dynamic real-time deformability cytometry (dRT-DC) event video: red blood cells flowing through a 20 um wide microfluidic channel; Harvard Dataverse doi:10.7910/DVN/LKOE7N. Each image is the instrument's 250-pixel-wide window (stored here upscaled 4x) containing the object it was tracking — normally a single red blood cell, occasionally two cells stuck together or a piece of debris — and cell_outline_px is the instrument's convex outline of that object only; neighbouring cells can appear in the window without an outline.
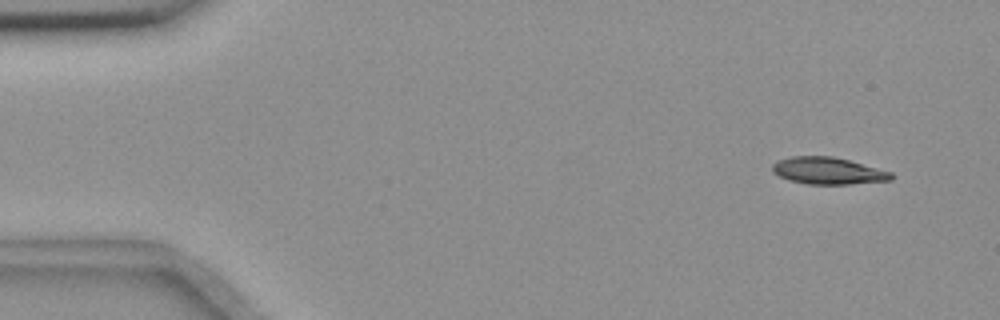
{"species": "common noctule bat (a hibernating species)", "species_latin": "Nyctalus noctula", "temperature_condition": "room temperature", "stored_images_in_passage": 6, "camera_frame_rate_fps": 3000, "um_per_image_px": 0.085, "animal": {"sex": "female", "body_mass_g": 18.4}, "frame": {"image": 1, "passage_image": 2, "time_ms": 1.0, "image_size_px": [1000, 320], "cell_outline_px": [[892, 180], [848, 184], [808, 184], [788, 180], [772, 172], [772, 164], [780, 160], [792, 156], [832, 156], [848, 160], [892, 172]], "centroid_in_image_um": [70.36, 14.52], "position_along_channel_um": 14.6, "area_um2": 18.5}}